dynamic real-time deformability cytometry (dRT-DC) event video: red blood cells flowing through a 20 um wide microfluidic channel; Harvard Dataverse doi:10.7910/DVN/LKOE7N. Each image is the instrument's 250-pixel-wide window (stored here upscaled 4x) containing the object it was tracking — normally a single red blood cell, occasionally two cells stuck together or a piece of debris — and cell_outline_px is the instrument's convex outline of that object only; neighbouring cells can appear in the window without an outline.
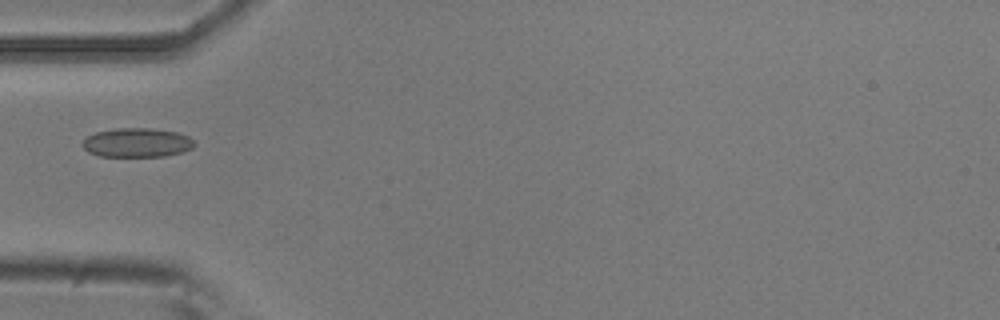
{"species": "common noctule bat (a hibernating species)", "species_latin": "Nyctalus noctula", "temperature_condition": "room temperature", "stored_images_in_passage": 4, "camera_frame_rate_fps": 3000, "um_per_image_px": 0.085, "animal": {"sex": "male", "body_mass_g": 20.5, "forearm_length_mm": 52.5}, "frame": {"image": 1, "passage_image": 1, "time_ms": 0.0, "image_size_px": [1000, 320], "cell_outline_px": [[196, 144], [192, 148], [180, 152], [164, 156], [100, 156], [88, 152], [80, 144], [88, 136], [96, 132], [116, 128], [152, 128], [176, 132], [188, 136]], "centroid_in_image_um": [11.62, 12.12], "position_along_channel_um": 73.4, "area_um2": 18.9}}
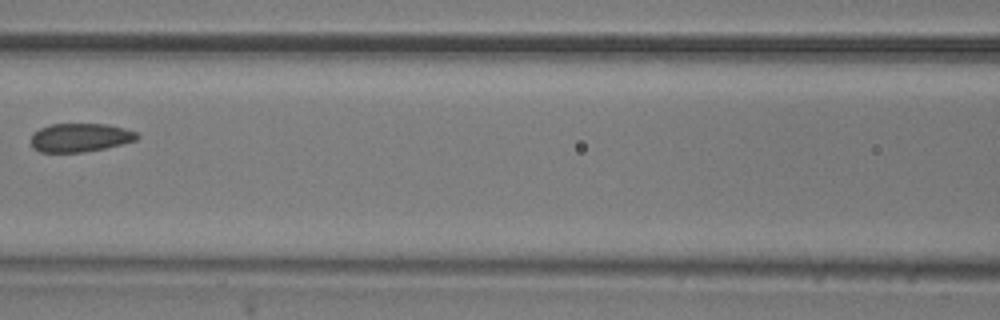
{"frame": {"image": 2, "passage_image": 3, "time_ms": 2.333, "image_size_px": [1000, 320], "cell_outline_px": [[140, 136], [136, 140], [104, 148], [80, 152], [40, 152], [32, 148], [32, 132], [40, 128], [52, 124], [108, 124], [124, 128], [136, 132]], "centroid_in_image_um": [6.79, 11.68], "position_along_channel_um": 159.8, "area_um2": 17.57}}
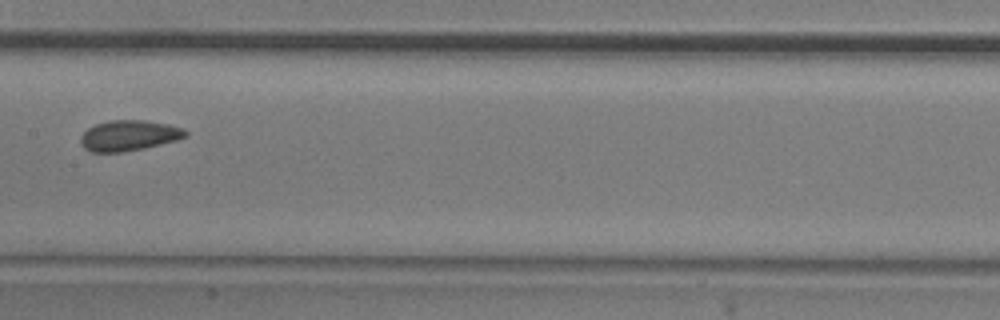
{"frame": {"image": 3, "passage_image": 4, "time_ms": 3.333, "image_size_px": [1000, 320], "cell_outline_px": [[188, 136], [176, 140], [144, 148], [124, 152], [92, 152], [84, 148], [80, 144], [80, 136], [88, 128], [96, 124], [112, 120], [144, 120], [168, 124], [184, 128], [188, 132]], "centroid_in_image_um": [10.96, 11.52], "position_along_channel_um": 196.4, "area_um2": 18.73}}